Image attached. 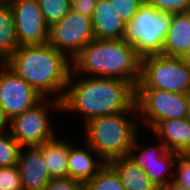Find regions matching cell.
Masks as SVG:
<instances>
[{
    "label": "cell",
    "mask_w": 190,
    "mask_h": 190,
    "mask_svg": "<svg viewBox=\"0 0 190 190\" xmlns=\"http://www.w3.org/2000/svg\"><path fill=\"white\" fill-rule=\"evenodd\" d=\"M71 62L76 74L121 79L135 88L140 81L141 56L124 39H93Z\"/></svg>",
    "instance_id": "3"
},
{
    "label": "cell",
    "mask_w": 190,
    "mask_h": 190,
    "mask_svg": "<svg viewBox=\"0 0 190 190\" xmlns=\"http://www.w3.org/2000/svg\"><path fill=\"white\" fill-rule=\"evenodd\" d=\"M127 113L135 119L126 118ZM138 117V112H118L92 118L84 124L86 143L106 163L127 156L137 136Z\"/></svg>",
    "instance_id": "4"
},
{
    "label": "cell",
    "mask_w": 190,
    "mask_h": 190,
    "mask_svg": "<svg viewBox=\"0 0 190 190\" xmlns=\"http://www.w3.org/2000/svg\"><path fill=\"white\" fill-rule=\"evenodd\" d=\"M19 46L48 42V28L38 0H8Z\"/></svg>",
    "instance_id": "11"
},
{
    "label": "cell",
    "mask_w": 190,
    "mask_h": 190,
    "mask_svg": "<svg viewBox=\"0 0 190 190\" xmlns=\"http://www.w3.org/2000/svg\"><path fill=\"white\" fill-rule=\"evenodd\" d=\"M187 101H188V118L190 119V92L187 94Z\"/></svg>",
    "instance_id": "34"
},
{
    "label": "cell",
    "mask_w": 190,
    "mask_h": 190,
    "mask_svg": "<svg viewBox=\"0 0 190 190\" xmlns=\"http://www.w3.org/2000/svg\"><path fill=\"white\" fill-rule=\"evenodd\" d=\"M7 125L10 126V119L6 116L3 108L0 106V133Z\"/></svg>",
    "instance_id": "31"
},
{
    "label": "cell",
    "mask_w": 190,
    "mask_h": 190,
    "mask_svg": "<svg viewBox=\"0 0 190 190\" xmlns=\"http://www.w3.org/2000/svg\"><path fill=\"white\" fill-rule=\"evenodd\" d=\"M190 49V12L171 16L161 55L182 57Z\"/></svg>",
    "instance_id": "16"
},
{
    "label": "cell",
    "mask_w": 190,
    "mask_h": 190,
    "mask_svg": "<svg viewBox=\"0 0 190 190\" xmlns=\"http://www.w3.org/2000/svg\"><path fill=\"white\" fill-rule=\"evenodd\" d=\"M4 63L43 98L58 93L54 100L48 102L58 111L61 109L64 89L72 70V62L63 53L48 43L23 45L19 46Z\"/></svg>",
    "instance_id": "2"
},
{
    "label": "cell",
    "mask_w": 190,
    "mask_h": 190,
    "mask_svg": "<svg viewBox=\"0 0 190 190\" xmlns=\"http://www.w3.org/2000/svg\"><path fill=\"white\" fill-rule=\"evenodd\" d=\"M181 58L183 62L190 68V49Z\"/></svg>",
    "instance_id": "33"
},
{
    "label": "cell",
    "mask_w": 190,
    "mask_h": 190,
    "mask_svg": "<svg viewBox=\"0 0 190 190\" xmlns=\"http://www.w3.org/2000/svg\"><path fill=\"white\" fill-rule=\"evenodd\" d=\"M136 89L190 92V68L181 57L152 54L141 57V76Z\"/></svg>",
    "instance_id": "6"
},
{
    "label": "cell",
    "mask_w": 190,
    "mask_h": 190,
    "mask_svg": "<svg viewBox=\"0 0 190 190\" xmlns=\"http://www.w3.org/2000/svg\"><path fill=\"white\" fill-rule=\"evenodd\" d=\"M93 39L91 18L72 10L48 28L47 43L71 60Z\"/></svg>",
    "instance_id": "8"
},
{
    "label": "cell",
    "mask_w": 190,
    "mask_h": 190,
    "mask_svg": "<svg viewBox=\"0 0 190 190\" xmlns=\"http://www.w3.org/2000/svg\"><path fill=\"white\" fill-rule=\"evenodd\" d=\"M169 151L190 154V119H168L158 122L152 129Z\"/></svg>",
    "instance_id": "14"
},
{
    "label": "cell",
    "mask_w": 190,
    "mask_h": 190,
    "mask_svg": "<svg viewBox=\"0 0 190 190\" xmlns=\"http://www.w3.org/2000/svg\"><path fill=\"white\" fill-rule=\"evenodd\" d=\"M19 47L15 22L8 0L0 2V63L5 62Z\"/></svg>",
    "instance_id": "20"
},
{
    "label": "cell",
    "mask_w": 190,
    "mask_h": 190,
    "mask_svg": "<svg viewBox=\"0 0 190 190\" xmlns=\"http://www.w3.org/2000/svg\"><path fill=\"white\" fill-rule=\"evenodd\" d=\"M23 148L25 146H21L17 162L23 190H45L51 178L43 160L42 144L26 146L28 151L25 153Z\"/></svg>",
    "instance_id": "12"
},
{
    "label": "cell",
    "mask_w": 190,
    "mask_h": 190,
    "mask_svg": "<svg viewBox=\"0 0 190 190\" xmlns=\"http://www.w3.org/2000/svg\"><path fill=\"white\" fill-rule=\"evenodd\" d=\"M21 146L10 132L0 133V168L17 166Z\"/></svg>",
    "instance_id": "23"
},
{
    "label": "cell",
    "mask_w": 190,
    "mask_h": 190,
    "mask_svg": "<svg viewBox=\"0 0 190 190\" xmlns=\"http://www.w3.org/2000/svg\"><path fill=\"white\" fill-rule=\"evenodd\" d=\"M156 10L166 13H184L190 11V0H144Z\"/></svg>",
    "instance_id": "24"
},
{
    "label": "cell",
    "mask_w": 190,
    "mask_h": 190,
    "mask_svg": "<svg viewBox=\"0 0 190 190\" xmlns=\"http://www.w3.org/2000/svg\"><path fill=\"white\" fill-rule=\"evenodd\" d=\"M0 106L11 120L39 103L43 97L4 62L0 63Z\"/></svg>",
    "instance_id": "10"
},
{
    "label": "cell",
    "mask_w": 190,
    "mask_h": 190,
    "mask_svg": "<svg viewBox=\"0 0 190 190\" xmlns=\"http://www.w3.org/2000/svg\"><path fill=\"white\" fill-rule=\"evenodd\" d=\"M48 26L58 22L71 11V0H38Z\"/></svg>",
    "instance_id": "22"
},
{
    "label": "cell",
    "mask_w": 190,
    "mask_h": 190,
    "mask_svg": "<svg viewBox=\"0 0 190 190\" xmlns=\"http://www.w3.org/2000/svg\"><path fill=\"white\" fill-rule=\"evenodd\" d=\"M171 13L161 12L143 3L126 24L123 39L141 56L161 54L171 22Z\"/></svg>",
    "instance_id": "5"
},
{
    "label": "cell",
    "mask_w": 190,
    "mask_h": 190,
    "mask_svg": "<svg viewBox=\"0 0 190 190\" xmlns=\"http://www.w3.org/2000/svg\"><path fill=\"white\" fill-rule=\"evenodd\" d=\"M175 165L172 181L190 190V154H179Z\"/></svg>",
    "instance_id": "28"
},
{
    "label": "cell",
    "mask_w": 190,
    "mask_h": 190,
    "mask_svg": "<svg viewBox=\"0 0 190 190\" xmlns=\"http://www.w3.org/2000/svg\"><path fill=\"white\" fill-rule=\"evenodd\" d=\"M123 22L127 24L138 12L144 0H109Z\"/></svg>",
    "instance_id": "25"
},
{
    "label": "cell",
    "mask_w": 190,
    "mask_h": 190,
    "mask_svg": "<svg viewBox=\"0 0 190 190\" xmlns=\"http://www.w3.org/2000/svg\"><path fill=\"white\" fill-rule=\"evenodd\" d=\"M72 77H75L73 70L61 100V110L80 112L85 116V123L98 116L137 112L136 88L130 82L89 76L73 83Z\"/></svg>",
    "instance_id": "1"
},
{
    "label": "cell",
    "mask_w": 190,
    "mask_h": 190,
    "mask_svg": "<svg viewBox=\"0 0 190 190\" xmlns=\"http://www.w3.org/2000/svg\"><path fill=\"white\" fill-rule=\"evenodd\" d=\"M68 141L53 138L42 144L43 160L48 169L50 178L68 177Z\"/></svg>",
    "instance_id": "18"
},
{
    "label": "cell",
    "mask_w": 190,
    "mask_h": 190,
    "mask_svg": "<svg viewBox=\"0 0 190 190\" xmlns=\"http://www.w3.org/2000/svg\"><path fill=\"white\" fill-rule=\"evenodd\" d=\"M94 39L120 40L125 34L126 24L118 15L109 0L96 2L92 14Z\"/></svg>",
    "instance_id": "13"
},
{
    "label": "cell",
    "mask_w": 190,
    "mask_h": 190,
    "mask_svg": "<svg viewBox=\"0 0 190 190\" xmlns=\"http://www.w3.org/2000/svg\"><path fill=\"white\" fill-rule=\"evenodd\" d=\"M108 164L118 174L125 190H158L146 172L129 155L114 158Z\"/></svg>",
    "instance_id": "17"
},
{
    "label": "cell",
    "mask_w": 190,
    "mask_h": 190,
    "mask_svg": "<svg viewBox=\"0 0 190 190\" xmlns=\"http://www.w3.org/2000/svg\"><path fill=\"white\" fill-rule=\"evenodd\" d=\"M46 100L43 98L35 106L10 120V134L20 146H39L57 137L53 127L51 128Z\"/></svg>",
    "instance_id": "9"
},
{
    "label": "cell",
    "mask_w": 190,
    "mask_h": 190,
    "mask_svg": "<svg viewBox=\"0 0 190 190\" xmlns=\"http://www.w3.org/2000/svg\"><path fill=\"white\" fill-rule=\"evenodd\" d=\"M165 190H189L183 185L175 183L174 181L170 180V182L164 188Z\"/></svg>",
    "instance_id": "32"
},
{
    "label": "cell",
    "mask_w": 190,
    "mask_h": 190,
    "mask_svg": "<svg viewBox=\"0 0 190 190\" xmlns=\"http://www.w3.org/2000/svg\"><path fill=\"white\" fill-rule=\"evenodd\" d=\"M95 4L93 0H71V10L92 18Z\"/></svg>",
    "instance_id": "30"
},
{
    "label": "cell",
    "mask_w": 190,
    "mask_h": 190,
    "mask_svg": "<svg viewBox=\"0 0 190 190\" xmlns=\"http://www.w3.org/2000/svg\"><path fill=\"white\" fill-rule=\"evenodd\" d=\"M85 146L86 149L83 150L70 145L68 154V177L82 184L90 181L106 164L88 144ZM92 155L97 156L93 158Z\"/></svg>",
    "instance_id": "15"
},
{
    "label": "cell",
    "mask_w": 190,
    "mask_h": 190,
    "mask_svg": "<svg viewBox=\"0 0 190 190\" xmlns=\"http://www.w3.org/2000/svg\"><path fill=\"white\" fill-rule=\"evenodd\" d=\"M175 165H154L148 166L144 171L152 181V183L158 189H164L166 185L170 182L168 178L173 179V173L171 172V167ZM169 174V176H168ZM168 176V178H167Z\"/></svg>",
    "instance_id": "26"
},
{
    "label": "cell",
    "mask_w": 190,
    "mask_h": 190,
    "mask_svg": "<svg viewBox=\"0 0 190 190\" xmlns=\"http://www.w3.org/2000/svg\"><path fill=\"white\" fill-rule=\"evenodd\" d=\"M0 190H23L17 166L0 168Z\"/></svg>",
    "instance_id": "27"
},
{
    "label": "cell",
    "mask_w": 190,
    "mask_h": 190,
    "mask_svg": "<svg viewBox=\"0 0 190 190\" xmlns=\"http://www.w3.org/2000/svg\"><path fill=\"white\" fill-rule=\"evenodd\" d=\"M84 190H125L118 174L106 163L97 174L83 184Z\"/></svg>",
    "instance_id": "21"
},
{
    "label": "cell",
    "mask_w": 190,
    "mask_h": 190,
    "mask_svg": "<svg viewBox=\"0 0 190 190\" xmlns=\"http://www.w3.org/2000/svg\"><path fill=\"white\" fill-rule=\"evenodd\" d=\"M45 190H84L83 184L75 179L70 177H62V178H51L47 185L45 186Z\"/></svg>",
    "instance_id": "29"
},
{
    "label": "cell",
    "mask_w": 190,
    "mask_h": 190,
    "mask_svg": "<svg viewBox=\"0 0 190 190\" xmlns=\"http://www.w3.org/2000/svg\"><path fill=\"white\" fill-rule=\"evenodd\" d=\"M138 148L143 147L138 144L136 136L131 145L129 156L142 170H145L148 166L154 165H175L179 155L177 152L169 151L162 141L157 146L146 147L139 155L138 153L136 154Z\"/></svg>",
    "instance_id": "19"
},
{
    "label": "cell",
    "mask_w": 190,
    "mask_h": 190,
    "mask_svg": "<svg viewBox=\"0 0 190 190\" xmlns=\"http://www.w3.org/2000/svg\"><path fill=\"white\" fill-rule=\"evenodd\" d=\"M135 105L138 118L150 129L163 120L188 118L187 94L136 89Z\"/></svg>",
    "instance_id": "7"
}]
</instances>
